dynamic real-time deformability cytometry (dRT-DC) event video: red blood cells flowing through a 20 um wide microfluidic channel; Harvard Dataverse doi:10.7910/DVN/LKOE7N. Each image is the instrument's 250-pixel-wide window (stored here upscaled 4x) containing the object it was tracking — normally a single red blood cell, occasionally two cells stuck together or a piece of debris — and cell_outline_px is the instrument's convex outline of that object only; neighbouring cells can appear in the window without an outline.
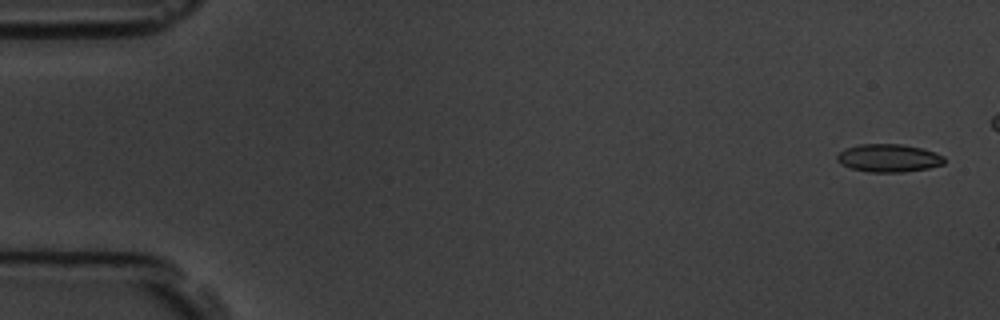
{"species": "common noctule bat (a hibernating species)", "species_latin": "Nyctalus noctula", "temperature_condition": "room temperature", "stored_images_in_passage": 6, "camera_frame_rate_fps": 3000, "um_per_image_px": 0.085, "animal": {"sex": "male", "body_mass_g": 19.5, "forearm_length_mm": 54.6}, "frame": {"image": 1, "passage_image": 1, "time_ms": 0.0, "image_size_px": [1000, 320], "cell_outline_px": [[944, 164], [928, 168], [904, 172], [868, 172], [852, 168], [840, 164], [836, 160], [836, 156], [844, 148], [860, 144], [900, 144], [924, 148], [944, 156]], "centroid_in_image_um": [75.52, 13.43], "position_along_channel_um": 9.5, "area_um2": 17.57}}